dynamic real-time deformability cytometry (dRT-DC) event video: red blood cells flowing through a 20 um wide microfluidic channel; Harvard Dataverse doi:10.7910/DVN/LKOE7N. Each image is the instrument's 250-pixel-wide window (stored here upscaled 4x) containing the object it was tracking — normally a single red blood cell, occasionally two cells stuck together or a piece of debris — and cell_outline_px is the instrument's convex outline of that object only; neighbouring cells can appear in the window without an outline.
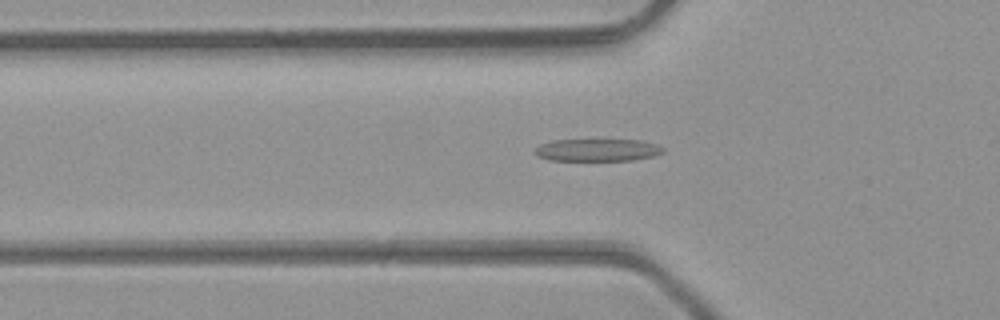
{"species": "common noctule bat (a hibernating species)", "species_latin": "Nyctalus noctula", "temperature_condition": "room temperature", "stored_images_in_passage": 45, "camera_frame_rate_fps": 3000, "um_per_image_px": 0.085, "animal": {"sex": "male", "body_mass_g": 23.1, "forearm_length_mm": 52.7}, "frame": {"image": 1, "passage_image": 14, "time_ms": 4.333, "image_size_px": [1000, 320], "cell_outline_px": [[664, 152], [652, 156], [632, 160], [548, 160], [536, 156], [532, 152], [540, 144], [552, 140], [640, 140], [656, 144], [664, 148]], "centroid_in_image_um": [50.73, 12.75], "position_along_channel_um": 75.1, "area_um2": 16.7}}
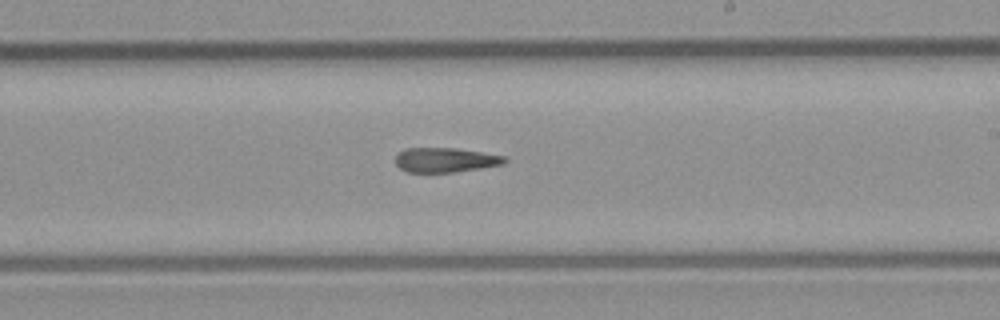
{"frame": {"image": 2, "passage_image": 26, "time_ms": 8.333, "image_size_px": [1000, 320], "cell_outline_px": [[508, 160], [504, 164], [456, 172], [408, 172], [400, 168], [396, 164], [396, 156], [404, 148], [456, 148], [504, 156]], "centroid_in_image_um": [37.85, 13.6], "position_along_channel_um": 251.1, "area_um2": 15.55}}
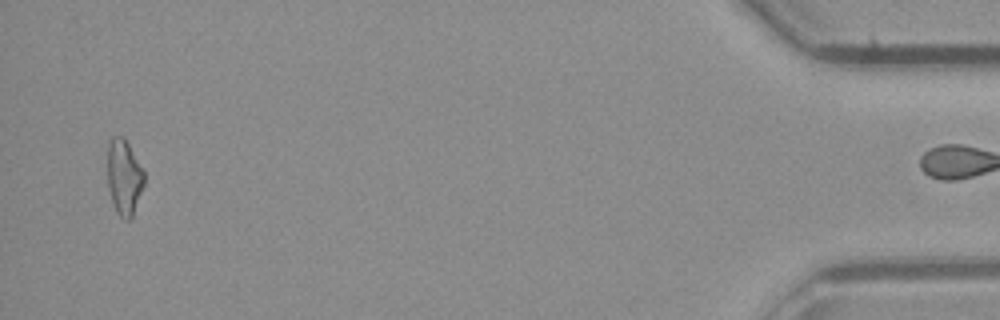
{"frame": {"image": 3, "passage_image": 44, "time_ms": 14.333, "image_size_px": [1000, 320], "cell_outline_px": [[144, 184], [132, 216], [128, 220], [124, 220], [116, 212], [108, 188], [108, 144], [112, 136], [124, 136], [144, 172]], "centroid_in_image_um": [10.54, 15.04], "position_along_channel_um": 424.7, "area_um2": 15.95}}